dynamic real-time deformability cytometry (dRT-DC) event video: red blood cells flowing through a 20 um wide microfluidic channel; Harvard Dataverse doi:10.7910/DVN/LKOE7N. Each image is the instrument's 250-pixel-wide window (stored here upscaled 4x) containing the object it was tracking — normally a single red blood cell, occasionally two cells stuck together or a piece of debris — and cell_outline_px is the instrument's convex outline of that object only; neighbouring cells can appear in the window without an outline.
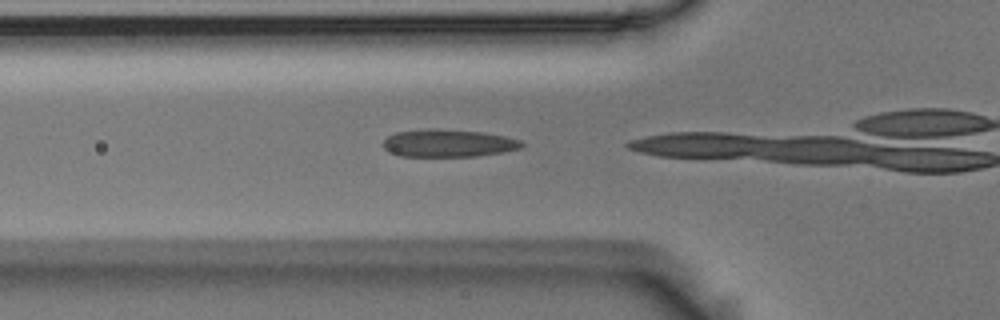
{"species": "Egyptian fruit bat (a non-hibernating species)", "species_latin": "Rousettus aegyptiacus", "temperature_condition": "room temperature", "stored_images_in_passage": 6, "camera_frame_rate_fps": 3000, "um_per_image_px": 0.085, "animal": {"sex": "male"}, "frame": {"image": 1, "passage_image": 4, "time_ms": 1.0, "image_size_px": [1000, 320], "cell_outline_px": [[524, 144], [520, 148], [504, 152], [476, 156], [400, 156], [388, 152], [384, 148], [384, 140], [388, 136], [396, 132], [432, 128], [480, 132], [504, 136], [520, 140]], "centroid_in_image_um": [38.08, 12.17], "position_along_channel_um": 87.7, "area_um2": 22.14}}